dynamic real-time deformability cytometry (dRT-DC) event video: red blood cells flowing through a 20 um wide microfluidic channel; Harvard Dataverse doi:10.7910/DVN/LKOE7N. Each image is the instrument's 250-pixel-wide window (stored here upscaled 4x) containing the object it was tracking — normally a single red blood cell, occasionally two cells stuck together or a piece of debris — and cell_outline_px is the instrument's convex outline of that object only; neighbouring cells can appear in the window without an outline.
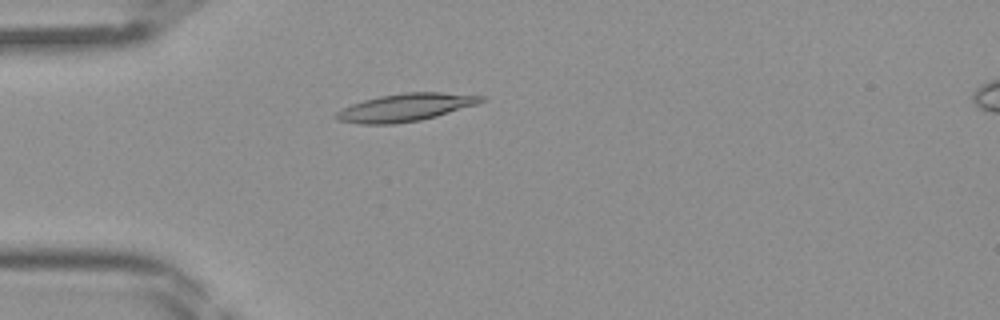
{"species": "Egyptian fruit bat (a non-hibernating species)", "species_latin": "Rousettus aegyptiacus", "temperature_condition": "room temperature", "stored_images_in_passage": 45, "camera_frame_rate_fps": 3000, "um_per_image_px": 0.085, "frame": {"image": 1, "passage_image": 13, "time_ms": 4.0, "image_size_px": [1000, 320], "cell_outline_px": [[488, 100], [480, 104], [436, 116], [420, 120], [396, 124], [360, 124], [336, 120], [332, 116], [336, 112], [352, 104], [364, 100], [380, 96], [404, 92], [440, 92], [488, 96]], "centroid_in_image_um": [34.52, 9.13], "position_along_channel_um": 50.5, "area_um2": 23.7}}
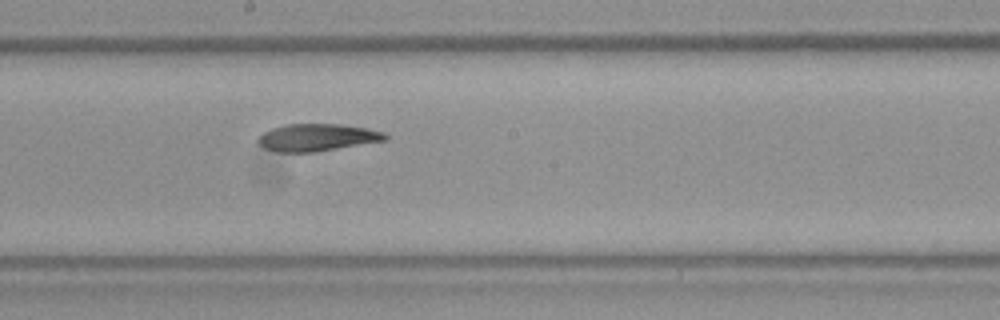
{"frame": {"image": 2, "passage_image": 25, "time_ms": 8.0, "image_size_px": [1000, 320], "cell_outline_px": [[388, 140], [316, 152], [276, 152], [264, 148], [256, 140], [264, 132], [272, 128], [284, 124], [340, 124], [368, 128], [384, 132], [388, 136]], "centroid_in_image_um": [26.98, 11.68], "position_along_channel_um": 221.2, "area_um2": 20.35}}
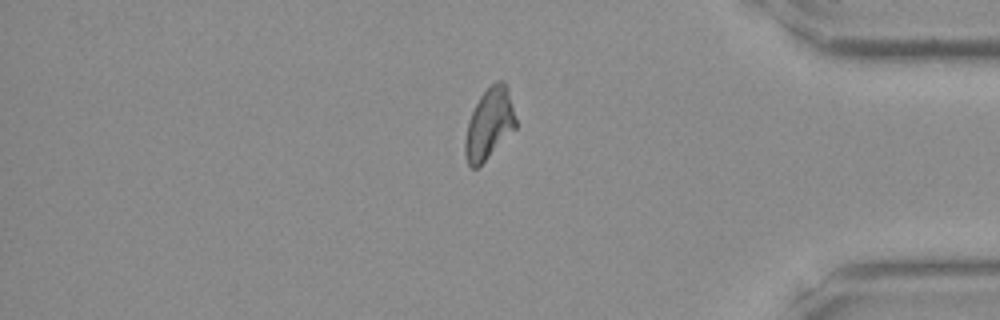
{"frame": {"image": 3, "passage_image": 38, "time_ms": 12.333, "image_size_px": [1000, 320], "cell_outline_px": [[516, 128], [476, 168], [472, 168], [468, 164], [464, 152], [464, 140], [468, 120], [480, 96], [496, 80], [504, 80], [508, 88], [516, 120]], "centroid_in_image_um": [41.57, 10.5], "position_along_channel_um": 393.6, "area_um2": 20.63}}